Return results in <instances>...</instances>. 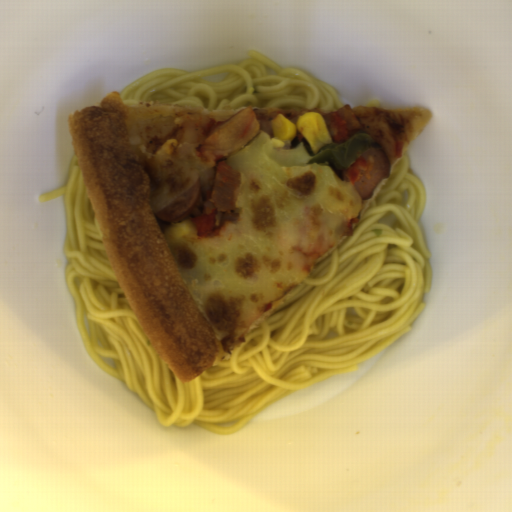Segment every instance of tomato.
I'll return each instance as SVG.
<instances>
[{
    "label": "tomato",
    "mask_w": 512,
    "mask_h": 512,
    "mask_svg": "<svg viewBox=\"0 0 512 512\" xmlns=\"http://www.w3.org/2000/svg\"><path fill=\"white\" fill-rule=\"evenodd\" d=\"M216 220L217 212H213L212 214H202L191 218L190 222L195 227L194 235L201 238L219 233L222 226L216 228Z\"/></svg>",
    "instance_id": "obj_1"
}]
</instances>
